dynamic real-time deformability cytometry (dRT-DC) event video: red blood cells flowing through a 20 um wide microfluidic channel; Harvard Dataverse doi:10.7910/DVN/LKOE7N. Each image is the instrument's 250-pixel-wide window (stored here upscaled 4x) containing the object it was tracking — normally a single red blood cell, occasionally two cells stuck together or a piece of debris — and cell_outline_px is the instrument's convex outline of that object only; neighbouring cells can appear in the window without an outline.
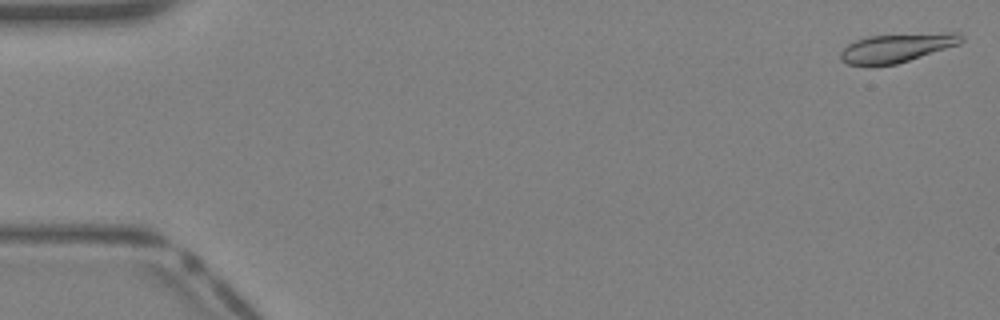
{"species": "Egyptian fruit bat (a non-hibernating species)", "species_latin": "Rousettus aegyptiacus", "temperature_condition": "warm", "stored_images_in_passage": 40, "camera_frame_rate_fps": 3000, "um_per_image_px": 0.085, "animal": {"sex": "female"}, "frame": {"image": 1, "passage_image": 1, "time_ms": 0.0, "image_size_px": [1000, 320], "cell_outline_px": [[964, 40], [960, 44], [896, 64], [868, 68], [848, 64], [840, 60], [840, 52], [848, 44], [856, 40], [868, 36], [948, 32], [960, 32], [964, 36]], "centroid_in_image_um": [76.21, 4.09], "position_along_channel_um": 8.8, "area_um2": 20.75}}
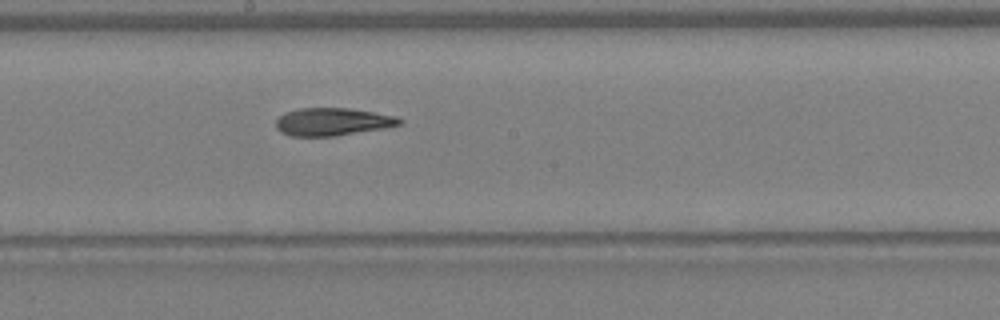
{"frame": {"image": 2, "passage_image": 22, "time_ms": 7.0, "image_size_px": [1000, 320], "cell_outline_px": [[404, 120], [400, 124], [384, 128], [332, 136], [288, 136], [280, 132], [276, 128], [276, 120], [280, 116], [288, 112], [300, 108], [348, 108], [396, 116]], "centroid_in_image_um": [28.24, 10.35], "position_along_channel_um": 220.0, "area_um2": 19.77}}
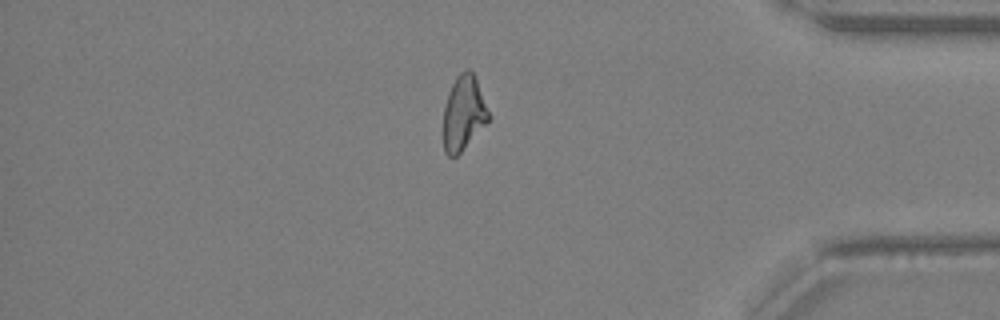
{"frame": {"image": 3, "passage_image": 34, "time_ms": 11.0, "image_size_px": [1000, 320], "cell_outline_px": [[492, 116], [460, 152], [456, 156], [448, 156], [444, 152], [444, 104], [448, 92], [456, 76], [460, 72], [468, 68], [472, 72], [476, 80]], "centroid_in_image_um": [39.4, 9.59], "position_along_channel_um": 395.8, "area_um2": 19.48}}